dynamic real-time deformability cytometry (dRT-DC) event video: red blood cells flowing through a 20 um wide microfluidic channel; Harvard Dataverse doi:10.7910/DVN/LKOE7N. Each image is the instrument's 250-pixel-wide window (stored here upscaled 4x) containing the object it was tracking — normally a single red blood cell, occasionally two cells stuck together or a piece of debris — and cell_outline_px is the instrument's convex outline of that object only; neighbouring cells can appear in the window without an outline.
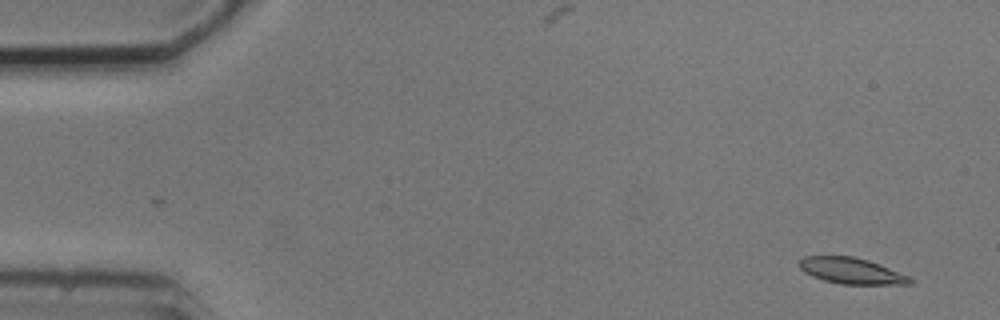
{"species": "common noctule bat (a hibernating species)", "species_latin": "Nyctalus noctula", "temperature_condition": "cold", "stored_images_in_passage": 5, "camera_frame_rate_fps": 3000, "um_per_image_px": 0.085, "animal": {"sex": "male", "body_mass_g": 20.5, "forearm_length_mm": 52.5}, "frame": {"image": 1, "passage_image": 1, "time_ms": 0.0, "image_size_px": [1000, 320], "cell_outline_px": [[916, 280], [912, 284], [840, 284], [824, 280], [812, 276], [804, 272], [800, 268], [800, 260], [804, 256], [852, 256], [868, 260], [880, 264], [912, 276]], "centroid_in_image_um": [72.45, 23.03], "position_along_channel_um": 12.6, "area_um2": 16.99}}
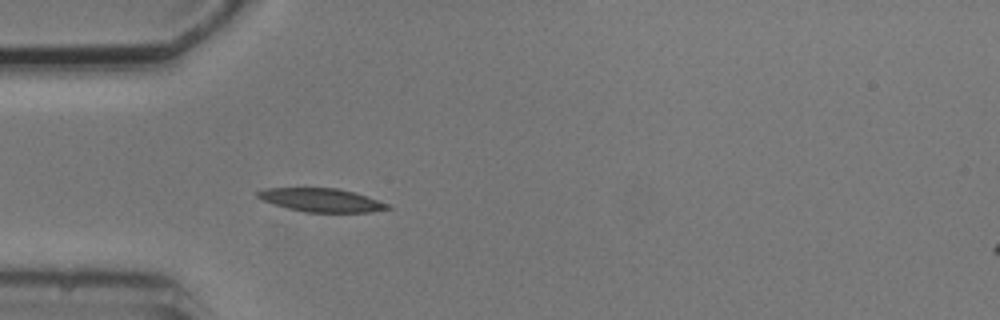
{"frame": {"image": 2, "passage_image": 5, "time_ms": 4.333, "image_size_px": [1000, 320], "cell_outline_px": [[392, 208], [372, 212], [304, 212], [272, 204], [256, 196], [256, 192], [264, 188], [336, 188], [356, 192], [388, 204]], "centroid_in_image_um": [27.31, 17.0], "position_along_channel_um": 57.7, "area_um2": 17.74}}